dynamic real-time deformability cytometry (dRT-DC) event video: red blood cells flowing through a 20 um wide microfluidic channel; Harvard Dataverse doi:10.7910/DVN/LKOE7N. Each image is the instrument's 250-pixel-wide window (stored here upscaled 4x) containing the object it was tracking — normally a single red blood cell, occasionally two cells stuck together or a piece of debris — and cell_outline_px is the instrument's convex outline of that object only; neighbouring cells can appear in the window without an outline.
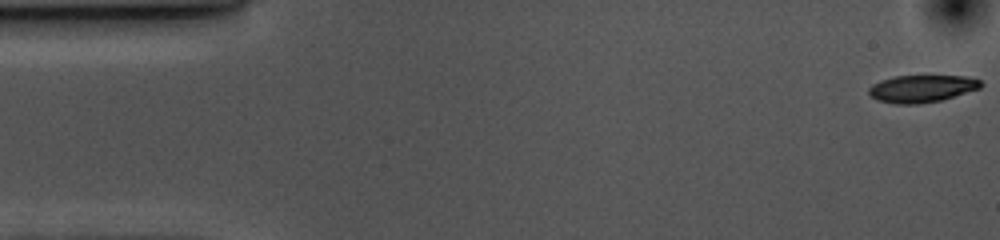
{"species": "common noctule bat (a hibernating species)", "species_latin": "Nyctalus noctula", "temperature_condition": "cold", "stored_images_in_passage": 55, "camera_frame_rate_fps": 3000, "um_per_image_px": 0.085, "animal": {"sex": "female", "body_mass_g": 10.0, "forearm_length_mm": 53.1}, "frame": {"image": 1, "passage_image": 1, "time_ms": 0.0, "image_size_px": [1000, 240], "cell_outline_px": [[984, 84], [980, 88], [940, 100], [920, 104], [896, 104], [876, 100], [868, 92], [868, 88], [872, 84], [880, 80], [892, 76], [964, 76], [980, 80]], "centroid_in_image_um": [78.31, 7.53], "position_along_channel_um": 6.7, "area_um2": 17.8}}
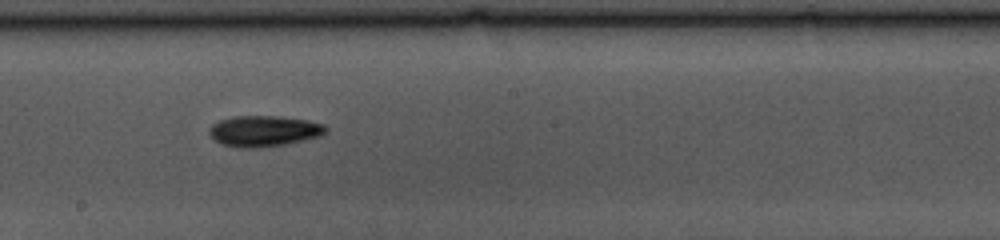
{"frame": {"image": 2, "passage_image": 29, "time_ms": 9.333, "image_size_px": [1000, 240], "cell_outline_px": [[328, 128], [320, 136], [288, 144], [260, 148], [240, 148], [220, 144], [212, 140], [208, 132], [208, 128], [212, 124], [220, 120], [232, 116], [276, 116], [308, 120], [324, 124]], "centroid_in_image_um": [22.38, 11.15], "position_along_channel_um": 225.8, "area_um2": 21.33}}
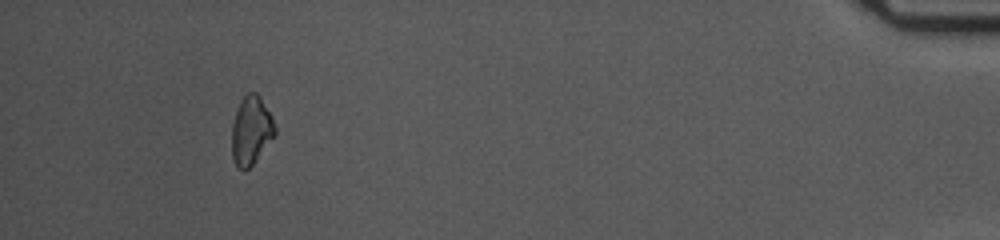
{"frame": {"image": 3, "passage_image": 51, "time_ms": 16.667, "image_size_px": [1000, 240], "cell_outline_px": [[276, 136], [252, 164], [244, 172], [236, 164], [232, 156], [232, 124], [240, 100], [248, 92], [256, 92], [260, 96], [272, 116], [276, 128]], "centroid_in_image_um": [21.36, 11.07], "position_along_channel_um": 413.8, "area_um2": 17.28}, "authors_computed_cell_mechanics": {"area_um2": 18.5538, "velocity_mm_per_s": 3.5678, "shape_relaxation_time_tau1_ms": 4.2178, "shape_relaxation_time_tau2_ms": null, "deformation_change_tau1": 0.1166, "deformation_change_tau2": null}}